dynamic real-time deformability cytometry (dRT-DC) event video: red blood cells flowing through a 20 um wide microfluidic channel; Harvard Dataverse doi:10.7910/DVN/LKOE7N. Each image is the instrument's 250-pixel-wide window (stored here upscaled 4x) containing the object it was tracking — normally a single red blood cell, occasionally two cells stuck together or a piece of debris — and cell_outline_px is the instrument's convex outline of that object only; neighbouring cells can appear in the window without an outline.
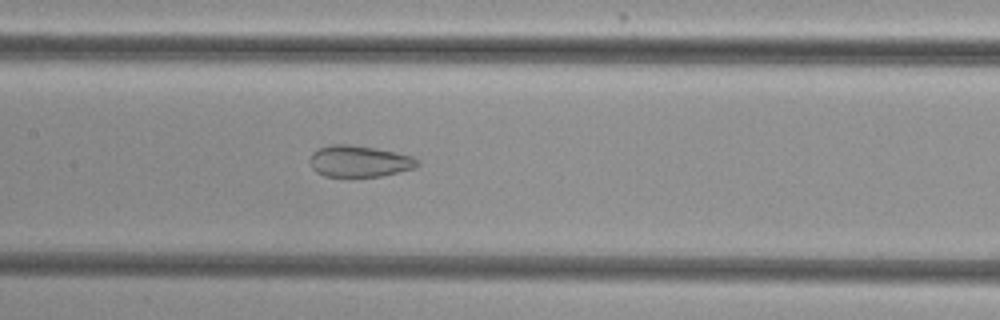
{"species": "common noctule bat (a hibernating species)", "species_latin": "Nyctalus noctula", "temperature_condition": "cold", "stored_images_in_passage": 53, "camera_frame_rate_fps": 3000, "um_per_image_px": 0.085, "animal": {"sex": "female", "body_mass_g": 29.2, "forearm_length_mm": 56.3}, "frame": {"image": 1, "passage_image": 26, "time_ms": 8.333, "image_size_px": [1000, 320], "cell_outline_px": [[420, 164], [416, 168], [380, 176], [324, 176], [316, 172], [312, 168], [312, 152], [320, 148], [332, 144], [352, 144], [376, 148], [396, 152], [412, 156], [420, 160]], "centroid_in_image_um": [30.59, 13.7], "position_along_channel_um": 176.8, "area_um2": 19.65}}
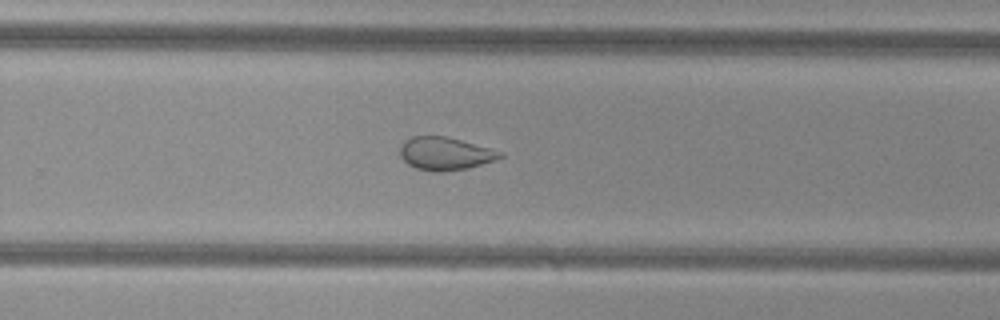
{"frame": {"image": 2, "passage_image": 35, "time_ms": 11.333, "image_size_px": [1000, 320], "cell_outline_px": [[504, 156], [496, 160], [468, 168], [440, 172], [432, 172], [416, 168], [408, 164], [400, 156], [400, 148], [404, 140], [412, 136], [448, 136], [504, 152]], "centroid_in_image_um": [37.85, 13.05], "position_along_channel_um": 292.0, "area_um2": 19.36}}
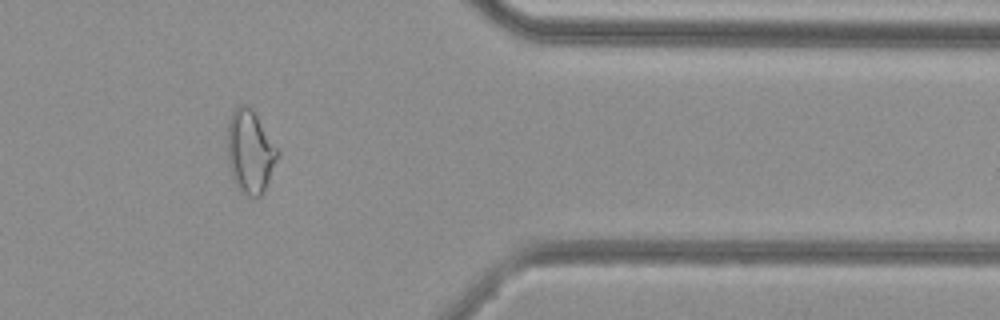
{"frame": {"image": 3, "passage_image": 44, "time_ms": 14.333, "image_size_px": [1000, 320], "cell_outline_px": [[280, 152], [264, 192], [260, 196], [248, 196], [240, 192], [236, 188], [232, 180], [228, 164], [228, 120], [232, 112], [240, 104], [248, 104], [252, 108]], "centroid_in_image_um": [21.24, 12.91], "position_along_channel_um": 390.2, "area_um2": 24.51}, "authors_computed_cell_mechanics": {"area_um2": 25.6054, "velocity_mm_per_s": 3.8455, "shape_relaxation_time_tau1_ms": null, "shape_relaxation_time_tau2_ms": 1.4585, "deformation_change_tau1": null, "deformation_change_tau2": 0.0741}}